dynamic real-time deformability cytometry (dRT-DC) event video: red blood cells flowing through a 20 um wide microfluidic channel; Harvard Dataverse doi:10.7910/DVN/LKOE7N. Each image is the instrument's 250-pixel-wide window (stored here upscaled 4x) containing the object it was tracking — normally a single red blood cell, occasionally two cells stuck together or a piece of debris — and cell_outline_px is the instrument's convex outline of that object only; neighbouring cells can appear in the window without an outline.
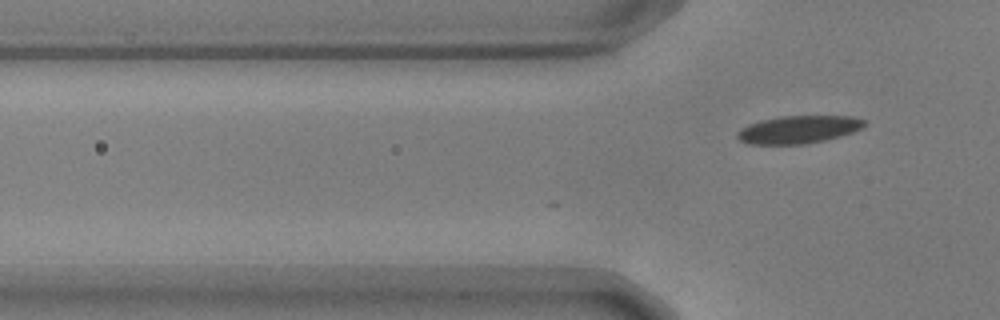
{"species": "common noctule bat (a hibernating species)", "species_latin": "Nyctalus noctula", "temperature_condition": "warm", "stored_images_in_passage": 6, "camera_frame_rate_fps": 3000, "um_per_image_px": 0.085, "animal": {"sex": "male", "body_mass_g": 17.9, "forearm_length_mm": 54.2}, "frame": {"image": 1, "passage_image": 6, "time_ms": 1.667, "image_size_px": [1000, 320], "cell_outline_px": [[868, 124], [864, 128], [840, 136], [824, 140], [804, 144], [748, 144], [740, 140], [736, 136], [736, 132], [740, 128], [748, 124], [760, 120], [780, 116], [852, 116], [868, 120]], "centroid_in_image_um": [67.9, 11.0], "position_along_channel_um": 57.9, "area_um2": 20.81}}